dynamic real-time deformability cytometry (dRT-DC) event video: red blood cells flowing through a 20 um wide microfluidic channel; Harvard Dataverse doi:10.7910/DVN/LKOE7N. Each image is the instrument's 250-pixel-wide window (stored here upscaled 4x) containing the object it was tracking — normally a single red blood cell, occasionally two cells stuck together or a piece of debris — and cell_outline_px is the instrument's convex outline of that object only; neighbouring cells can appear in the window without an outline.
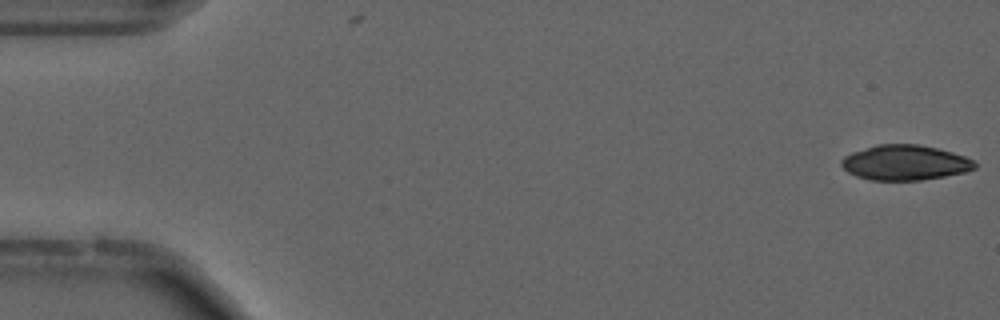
{"species": "common noctule bat (a hibernating species)", "species_latin": "Nyctalus noctula", "temperature_condition": "cold", "stored_images_in_passage": 54, "camera_frame_rate_fps": 3000, "um_per_image_px": 0.085, "animal": {"sex": "male", "forearm_length_mm": 52.5}, "frame": {"image": 1, "passage_image": 1, "time_ms": 0.0, "image_size_px": [1000, 320], "cell_outline_px": [[976, 168], [964, 172], [944, 176], [920, 180], [868, 180], [856, 176], [848, 172], [840, 164], [840, 160], [844, 156], [852, 152], [876, 144], [916, 144], [936, 148], [952, 152], [964, 156], [972, 160], [976, 164]], "centroid_in_image_um": [76.88, 13.82], "position_along_channel_um": 8.1, "area_um2": 27.22}}